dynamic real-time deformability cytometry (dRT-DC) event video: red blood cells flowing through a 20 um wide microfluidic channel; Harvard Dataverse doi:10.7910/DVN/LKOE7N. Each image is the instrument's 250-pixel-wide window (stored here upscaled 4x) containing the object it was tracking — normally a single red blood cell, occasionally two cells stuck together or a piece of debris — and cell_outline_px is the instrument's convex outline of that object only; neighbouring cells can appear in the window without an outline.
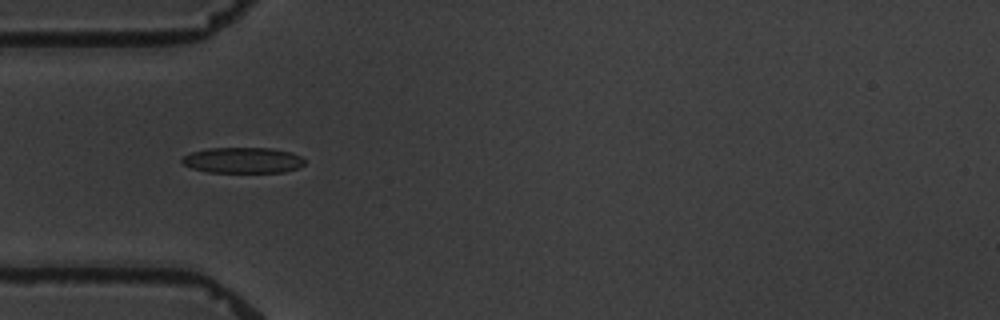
{"species": "common noctule bat (a hibernating species)", "species_latin": "Nyctalus noctula", "temperature_condition": "warm", "stored_images_in_passage": 8, "camera_frame_rate_fps": 3000, "um_per_image_px": 0.085, "animal": {"sex": "male", "body_mass_g": 19.5, "forearm_length_mm": 54.6}, "frame": {"image": 1, "passage_image": 7, "time_ms": 7.333, "image_size_px": [1000, 320], "cell_outline_px": [[304, 164], [300, 168], [284, 172], [208, 172], [192, 168], [184, 164], [180, 160], [184, 156], [192, 152], [208, 148], [272, 148], [292, 152], [300, 156], [304, 160]], "centroid_in_image_um": [20.67, 13.62], "position_along_channel_um": 64.3, "area_um2": 18.44}}
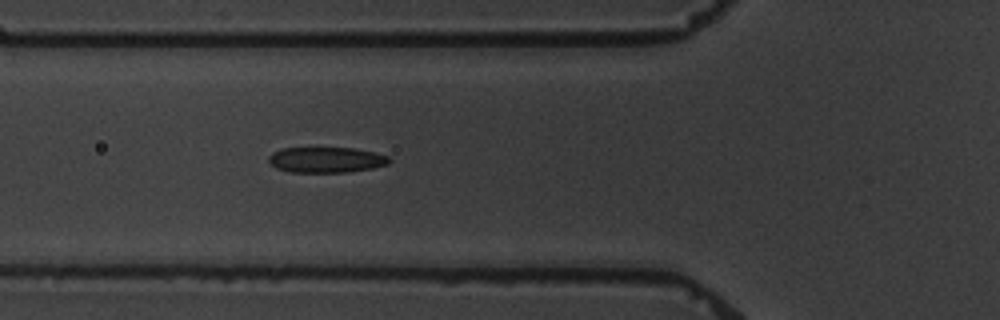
{"frame": {"image": 2, "passage_image": 8, "time_ms": 8.333, "image_size_px": [1000, 320], "cell_outline_px": [[392, 160], [388, 164], [372, 168], [348, 172], [288, 172], [276, 168], [268, 160], [268, 156], [272, 152], [284, 148], [356, 148], [388, 156]], "centroid_in_image_um": [27.72, 13.58], "position_along_channel_um": 98.1, "area_um2": 17.98}}